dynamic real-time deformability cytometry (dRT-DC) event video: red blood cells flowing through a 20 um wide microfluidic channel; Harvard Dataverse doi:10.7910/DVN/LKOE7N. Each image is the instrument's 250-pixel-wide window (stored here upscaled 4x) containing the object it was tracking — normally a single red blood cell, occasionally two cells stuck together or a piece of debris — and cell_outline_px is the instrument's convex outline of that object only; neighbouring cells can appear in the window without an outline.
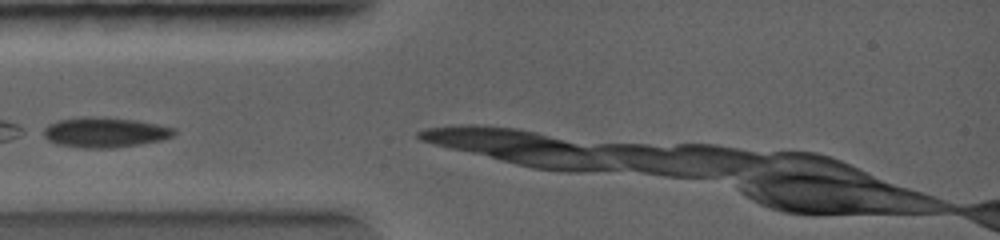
{"species": "common noctule bat (a hibernating species)", "species_latin": "Nyctalus noctula", "temperature_condition": "warm", "stored_images_in_passage": 2, "camera_frame_rate_fps": 5000, "um_per_image_px": 0.085, "animal": {"sex": "female", "body_mass_g": 19.0, "forearm_length_mm": 56.7}, "frame": {"image": 1, "passage_image": 2, "time_ms": 0.6, "image_size_px": [1000, 240], "cell_outline_px": [[176, 132], [172, 136], [160, 140], [112, 148], [84, 148], [60, 144], [48, 140], [36, 132], [48, 124], [60, 120], [80, 116], [92, 116], [136, 120], [176, 128]], "centroid_in_image_um": [8.82, 11.23], "position_along_channel_um": 76.2, "area_um2": 23.0}}